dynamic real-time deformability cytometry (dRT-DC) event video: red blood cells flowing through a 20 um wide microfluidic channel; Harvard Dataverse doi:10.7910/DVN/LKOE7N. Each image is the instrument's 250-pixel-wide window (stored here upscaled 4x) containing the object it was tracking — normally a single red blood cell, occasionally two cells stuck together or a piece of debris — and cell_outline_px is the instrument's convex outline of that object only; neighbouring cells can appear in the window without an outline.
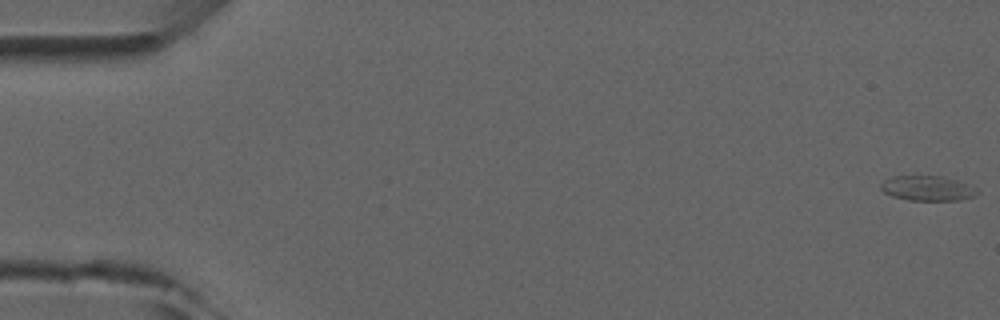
{"species": "common noctule bat (a hibernating species)", "species_latin": "Nyctalus noctula", "temperature_condition": "room temperature", "stored_images_in_passage": 5, "camera_frame_rate_fps": 3000, "um_per_image_px": 0.085, "animal": {"sex": "male", "forearm_length_mm": 52.5}, "frame": {"image": 1, "passage_image": 1, "time_ms": 0.0, "image_size_px": [1000, 320], "cell_outline_px": [[980, 192], [976, 196], [960, 200], [908, 200], [892, 196], [884, 192], [880, 188], [880, 184], [884, 180], [892, 176], [940, 176], [956, 180]], "centroid_in_image_um": [78.79, 16.01], "position_along_channel_um": 6.2, "area_um2": 13.81}}
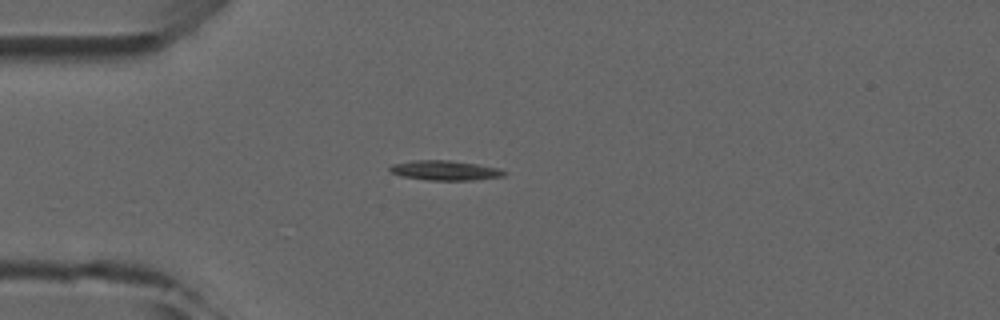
{"frame": {"image": 2, "passage_image": 5, "time_ms": 4.333, "image_size_px": [1000, 320], "cell_outline_px": [[504, 176], [472, 180], [428, 180], [400, 176], [392, 172], [388, 168], [392, 164], [416, 160], [448, 160], [476, 164], [500, 168], [504, 172]], "centroid_in_image_um": [37.8, 14.48], "position_along_channel_um": 47.2, "area_um2": 13.01}}